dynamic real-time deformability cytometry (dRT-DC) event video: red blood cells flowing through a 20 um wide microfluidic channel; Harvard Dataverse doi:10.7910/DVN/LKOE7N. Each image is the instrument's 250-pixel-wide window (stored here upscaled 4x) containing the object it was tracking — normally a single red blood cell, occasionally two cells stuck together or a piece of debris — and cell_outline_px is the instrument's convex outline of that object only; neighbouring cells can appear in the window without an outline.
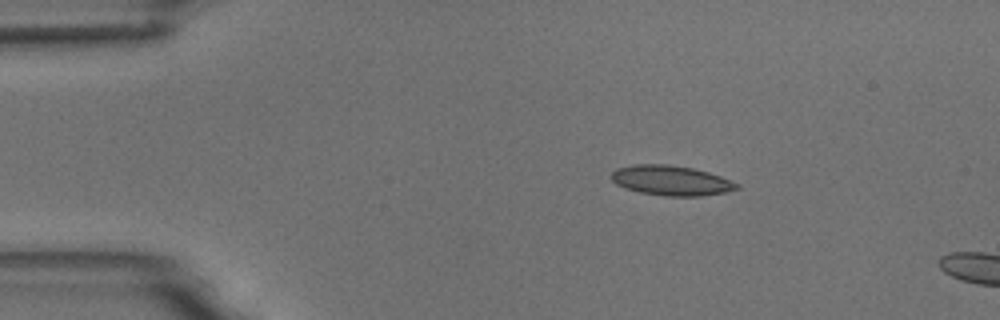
{"species": "common noctule bat (a hibernating species)", "species_latin": "Nyctalus noctula", "temperature_condition": "room temperature", "stored_images_in_passage": 3, "camera_frame_rate_fps": 3000, "um_per_image_px": 0.085, "animal": {"sex": "male", "body_mass_g": 18.8}, "frame": {"image": 1, "passage_image": 2, "time_ms": 1.333, "image_size_px": [1000, 320], "cell_outline_px": [[740, 188], [724, 192], [700, 196], [664, 196], [640, 192], [624, 188], [616, 184], [612, 180], [612, 172], [616, 168], [632, 164], [668, 164], [692, 168], [708, 172], [720, 176], [740, 184]], "centroid_in_image_um": [57.03, 15.34], "position_along_channel_um": 28.0, "area_um2": 21.91}}